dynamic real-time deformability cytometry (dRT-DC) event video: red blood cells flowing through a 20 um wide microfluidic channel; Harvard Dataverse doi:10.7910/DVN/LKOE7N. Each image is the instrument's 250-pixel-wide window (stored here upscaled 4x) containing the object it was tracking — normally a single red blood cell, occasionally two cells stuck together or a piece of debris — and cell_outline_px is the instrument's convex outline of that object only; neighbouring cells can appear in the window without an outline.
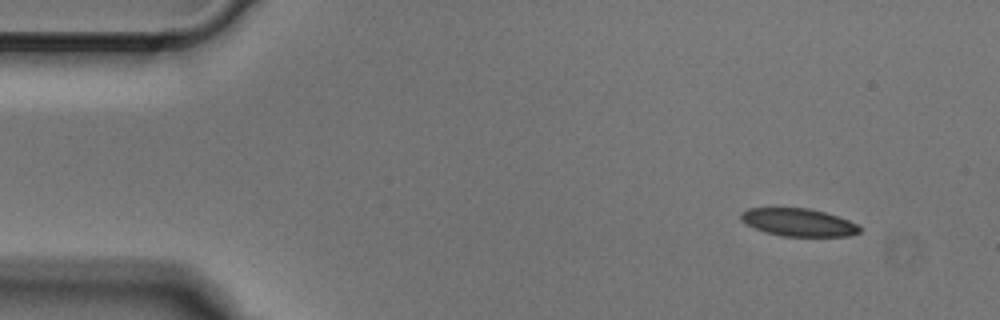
{"species": "Egyptian fruit bat (a non-hibernating species)", "species_latin": "Rousettus aegyptiacus", "temperature_condition": "cold", "stored_images_in_passage": 46, "camera_frame_rate_fps": 3000, "um_per_image_px": 0.085, "animal": {"sex": "male"}, "frame": {"image": 1, "passage_image": 1, "time_ms": 0.0, "image_size_px": [1000, 320], "cell_outline_px": [[860, 232], [848, 236], [780, 236], [764, 232], [740, 220], [740, 212], [748, 208], [808, 208], [824, 212], [848, 220], [856, 224], [860, 228]], "centroid_in_image_um": [67.83, 18.9], "position_along_channel_um": 17.2, "area_um2": 19.07}}
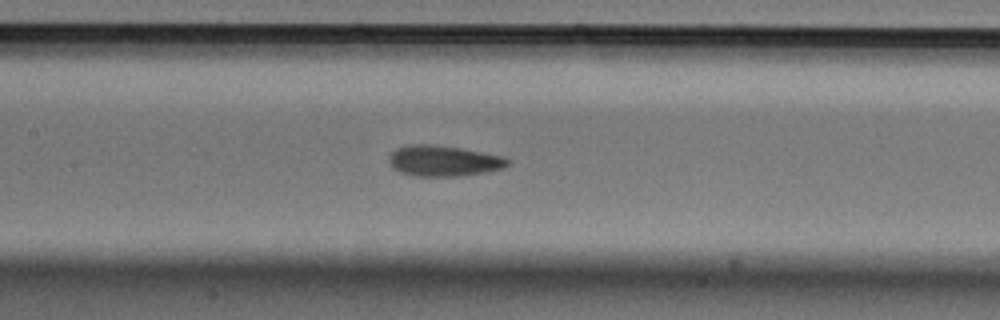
{"frame": {"image": 2, "passage_image": 19, "time_ms": 6.0, "image_size_px": [1000, 320], "cell_outline_px": [[512, 164], [504, 168], [488, 172], [460, 176], [412, 176], [400, 172], [392, 168], [388, 160], [388, 156], [396, 148], [408, 144], [432, 144], [460, 148], [504, 156], [512, 160]], "centroid_in_image_um": [37.73, 13.68], "position_along_channel_um": 169.7, "area_um2": 21.73}}
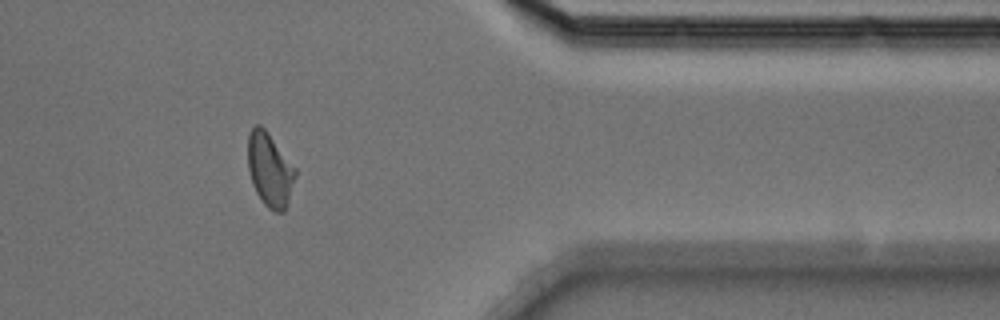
{"frame": {"image": 3, "passage_image": 37, "time_ms": 12.0, "image_size_px": [1000, 320], "cell_outline_px": [[296, 176], [288, 204], [284, 212], [276, 212], [268, 208], [264, 204], [256, 192], [252, 184], [248, 168], [248, 132], [256, 124], [260, 124], [268, 132], [296, 168]], "centroid_in_image_um": [22.94, 14.43], "position_along_channel_um": 388.5, "area_um2": 20.58}}